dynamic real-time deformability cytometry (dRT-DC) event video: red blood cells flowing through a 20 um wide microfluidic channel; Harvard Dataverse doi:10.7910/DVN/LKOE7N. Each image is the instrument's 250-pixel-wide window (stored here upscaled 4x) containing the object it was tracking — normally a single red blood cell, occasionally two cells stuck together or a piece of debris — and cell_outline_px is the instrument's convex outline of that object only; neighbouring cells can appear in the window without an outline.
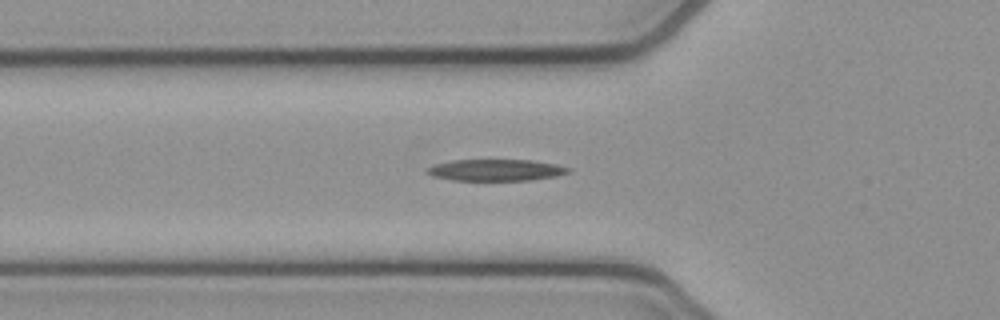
{"species": "common noctule bat (a hibernating species)", "species_latin": "Nyctalus noctula", "temperature_condition": "cold", "stored_images_in_passage": 38, "camera_frame_rate_fps": 3000, "um_per_image_px": 0.085, "animal": {"sex": "female", "body_mass_g": 21.9}, "frame": {"image": 1, "passage_image": 2, "time_ms": 0.333, "image_size_px": [1000, 320], "cell_outline_px": [[572, 172], [556, 176], [532, 180], [452, 180], [432, 176], [424, 172], [424, 168], [436, 164], [452, 160], [532, 160], [556, 164], [572, 168]], "centroid_in_image_um": [42.15, 14.45], "position_along_channel_um": 83.6, "area_um2": 17.92}}
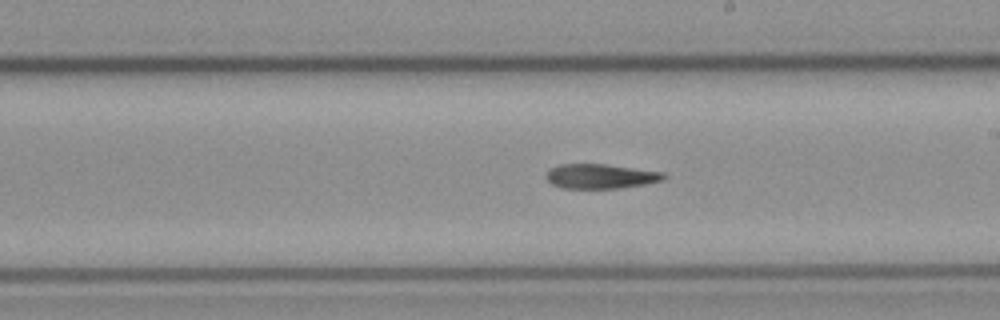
{"frame": {"image": 2, "passage_image": 14, "time_ms": 4.333, "image_size_px": [1000, 320], "cell_outline_px": [[668, 176], [664, 180], [644, 184], [620, 188], [560, 188], [552, 184], [544, 176], [548, 168], [560, 164], [604, 164], [664, 172]], "centroid_in_image_um": [51.02, 14.98], "position_along_channel_um": 238.0, "area_um2": 16.99}}
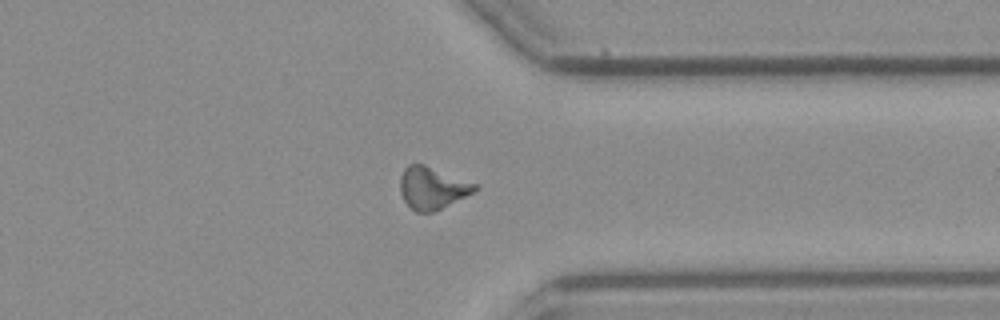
{"frame": {"image": 3, "passage_image": 25, "time_ms": 8.0, "image_size_px": [1000, 320], "cell_outline_px": [[480, 188], [432, 212], [416, 212], [404, 200], [400, 192], [400, 176], [404, 168], [408, 164], [424, 164], [480, 184]], "centroid_in_image_um": [36.74, 15.94], "position_along_channel_um": 374.7, "area_um2": 18.26}, "authors_computed_cell_mechanics": {"area_um2": 17.8602, "velocity_mm_per_s": 3.8218, "shape_relaxation_time_tau1_ms": 5.359, "shape_relaxation_time_tau2_ms": null, "deformation_change_tau1": 0.194, "deformation_change_tau2": null}}